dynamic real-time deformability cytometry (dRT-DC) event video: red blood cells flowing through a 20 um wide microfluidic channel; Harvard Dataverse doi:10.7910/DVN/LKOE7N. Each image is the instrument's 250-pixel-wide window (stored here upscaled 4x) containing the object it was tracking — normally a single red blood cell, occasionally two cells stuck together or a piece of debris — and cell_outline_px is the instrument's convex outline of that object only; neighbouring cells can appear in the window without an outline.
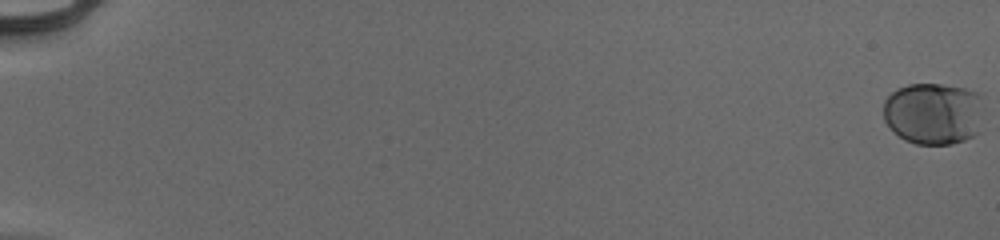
{"species": "human", "species_latin": "Homo sapiens", "temperature_condition": "cold", "stored_images_in_passage": 56, "camera_frame_rate_fps": 3000, "um_per_image_px": 0.085, "donor": {"sex": "male"}, "frame": {"image": 1, "passage_image": 1, "time_ms": 0.0, "image_size_px": [1000, 240], "cell_outline_px": [[984, 108], [980, 132], [964, 140], [952, 144], [916, 144], [904, 140], [884, 120], [884, 100], [896, 88], [908, 84], [940, 84], [964, 88], [980, 92], [984, 96]], "centroid_in_image_um": [79.42, 9.63], "position_along_channel_um": 5.6, "area_um2": 36.99}}
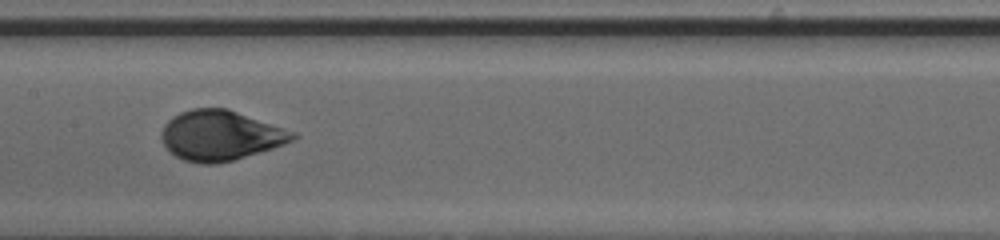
{"frame": {"image": 2, "passage_image": 32, "time_ms": 10.333, "image_size_px": [1000, 240], "cell_outline_px": [[300, 136], [284, 144], [272, 148], [232, 160], [216, 164], [200, 164], [184, 160], [176, 156], [164, 144], [160, 136], [160, 132], [164, 124], [172, 116], [180, 112], [192, 108], [228, 108], [296, 132]], "centroid_in_image_um": [18.72, 11.5], "position_along_channel_um": 188.7, "area_um2": 38.26}}
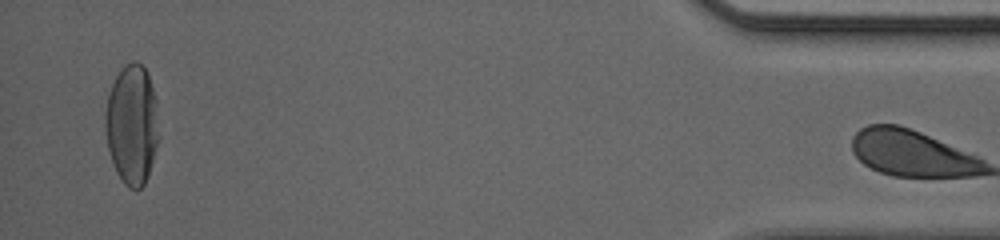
{"frame": {"image": 3, "passage_image": 55, "time_ms": 18.0, "image_size_px": [1000, 240], "cell_outline_px": [[156, 144], [148, 176], [144, 184], [136, 192], [128, 188], [124, 184], [116, 172], [108, 148], [104, 124], [104, 116], [108, 92], [116, 76], [124, 64], [132, 60], [136, 60], [144, 68], [148, 76], [152, 88], [156, 104]], "centroid_in_image_um": [11.16, 10.59], "position_along_channel_um": 424.0, "area_um2": 36.99}}